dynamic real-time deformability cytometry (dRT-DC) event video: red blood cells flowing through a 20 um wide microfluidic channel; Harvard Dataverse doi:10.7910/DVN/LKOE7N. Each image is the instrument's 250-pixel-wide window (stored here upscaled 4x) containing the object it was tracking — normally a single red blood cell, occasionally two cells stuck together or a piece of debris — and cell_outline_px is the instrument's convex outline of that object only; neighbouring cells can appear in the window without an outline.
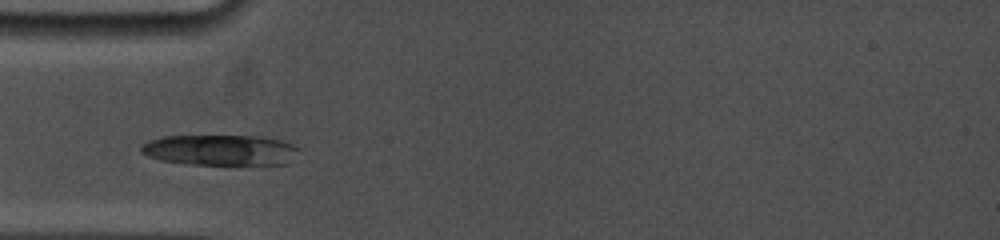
{"species": "common noctule bat (a hibernating species)", "species_latin": "Nyctalus noctula", "temperature_condition": "cold", "stored_images_in_passage": 8, "camera_frame_rate_fps": 5000, "um_per_image_px": 0.085, "animal": {"sex": "female", "body_mass_g": 19.0, "forearm_length_mm": 53.3}, "frame": {"image": 1, "passage_image": 3, "time_ms": 1.6, "image_size_px": [1000, 240], "cell_outline_px": [[300, 148], [288, 164], [188, 164], [160, 160], [148, 156], [140, 152], [140, 148], [148, 140], [164, 136], [260, 136], [280, 140], [292, 144]], "centroid_in_image_um": [18.71, 12.75], "position_along_channel_um": 66.3, "area_um2": 28.09}}
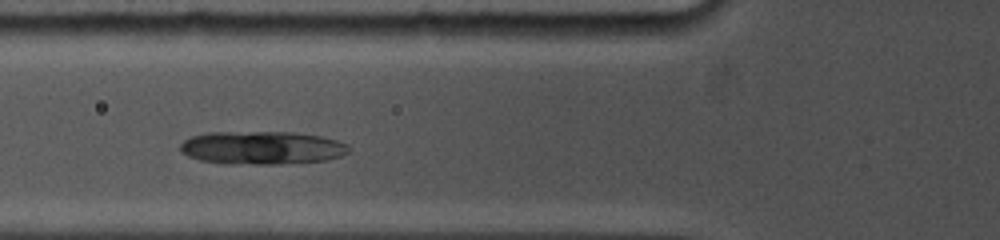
{"frame": {"image": 2, "passage_image": 4, "time_ms": 2.6, "image_size_px": [1000, 240], "cell_outline_px": [[348, 152], [340, 156], [324, 160], [276, 164], [228, 164], [200, 160], [188, 156], [180, 152], [180, 144], [184, 140], [192, 136], [208, 132], [296, 132], [320, 136], [336, 140], [348, 144]], "centroid_in_image_um": [22.22, 12.55], "position_along_channel_um": 103.6, "area_um2": 32.6}}
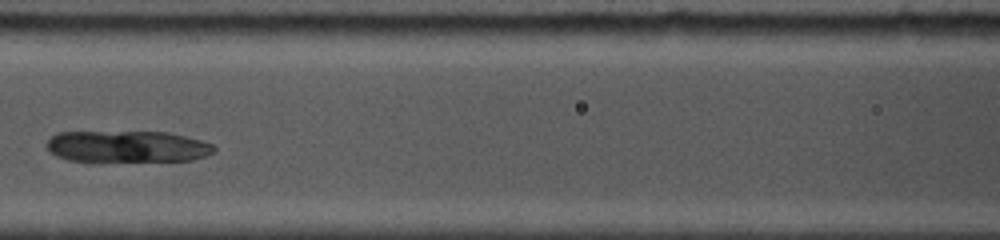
{"frame": {"image": 3, "passage_image": 6, "time_ms": 4.0, "image_size_px": [1000, 240], "cell_outline_px": [[216, 152], [192, 160], [68, 160], [56, 156], [48, 148], [48, 140], [56, 132], [168, 132], [200, 140], [212, 144], [216, 148]], "centroid_in_image_um": [10.84, 12.44], "position_along_channel_um": 155.8, "area_um2": 30.23}}